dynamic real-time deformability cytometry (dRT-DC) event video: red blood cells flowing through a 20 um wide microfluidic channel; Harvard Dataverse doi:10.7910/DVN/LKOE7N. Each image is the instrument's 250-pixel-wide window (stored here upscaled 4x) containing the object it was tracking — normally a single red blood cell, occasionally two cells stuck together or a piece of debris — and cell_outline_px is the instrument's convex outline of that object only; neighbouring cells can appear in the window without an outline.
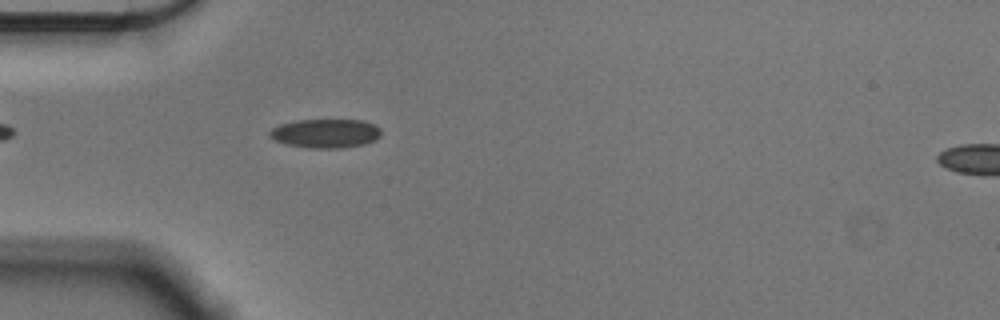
{"species": "Egyptian fruit bat (a non-hibernating species)", "species_latin": "Rousettus aegyptiacus", "temperature_condition": "cold", "stored_images_in_passage": 37, "camera_frame_rate_fps": 3000, "um_per_image_px": 0.085, "animal": {"sex": "male"}, "frame": {"image": 1, "passage_image": 5, "time_ms": 1.333, "image_size_px": [1000, 320], "cell_outline_px": [[380, 136], [364, 144], [340, 148], [308, 148], [284, 144], [272, 140], [268, 136], [268, 132], [272, 128], [280, 124], [296, 120], [364, 120], [380, 128]], "centroid_in_image_um": [27.6, 11.34], "position_along_channel_um": 57.4, "area_um2": 18.9}}
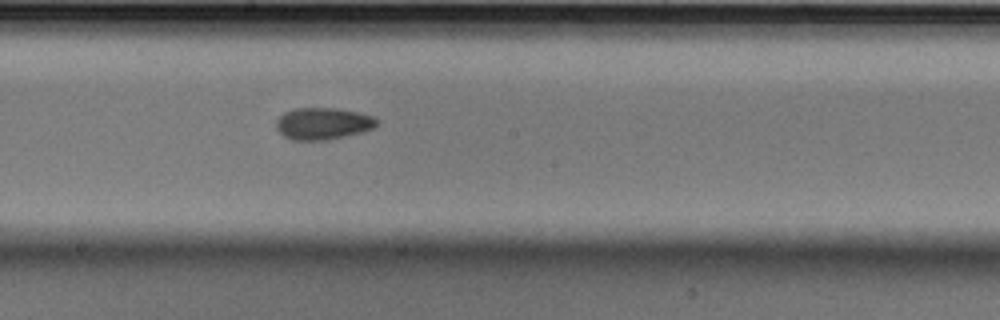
{"frame": {"image": 2, "passage_image": 19, "time_ms": 6.0, "image_size_px": [1000, 320], "cell_outline_px": [[376, 124], [372, 128], [360, 132], [328, 140], [292, 140], [284, 136], [276, 128], [276, 120], [284, 112], [296, 108], [332, 108], [356, 112], [372, 116], [376, 120]], "centroid_in_image_um": [27.38, 10.51], "position_along_channel_um": 220.8, "area_um2": 18.38}}
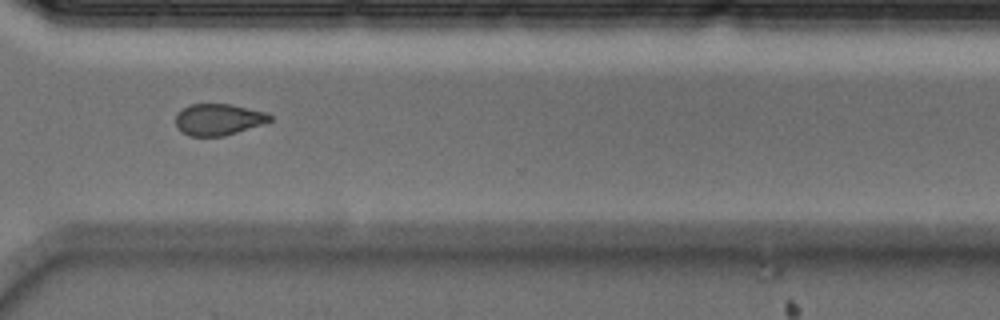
{"frame": {"image": 3, "passage_image": 30, "time_ms": 9.667, "image_size_px": [1000, 320], "cell_outline_px": [[272, 120], [264, 124], [224, 136], [188, 136], [176, 128], [176, 112], [192, 104], [232, 104], [268, 112], [272, 116]], "centroid_in_image_um": [18.59, 10.15], "position_along_channel_um": 352.0, "area_um2": 17.51}, "authors_computed_cell_mechanics": {"area_um2": 18.1492, "velocity_mm_per_s": 3.5869, "shape_relaxation_time_tau1_ms": 6.8505, "shape_relaxation_time_tau2_ms": 4.5112, "deformation_change_tau1": 0.1093, "deformation_change_tau2": 0.098}}